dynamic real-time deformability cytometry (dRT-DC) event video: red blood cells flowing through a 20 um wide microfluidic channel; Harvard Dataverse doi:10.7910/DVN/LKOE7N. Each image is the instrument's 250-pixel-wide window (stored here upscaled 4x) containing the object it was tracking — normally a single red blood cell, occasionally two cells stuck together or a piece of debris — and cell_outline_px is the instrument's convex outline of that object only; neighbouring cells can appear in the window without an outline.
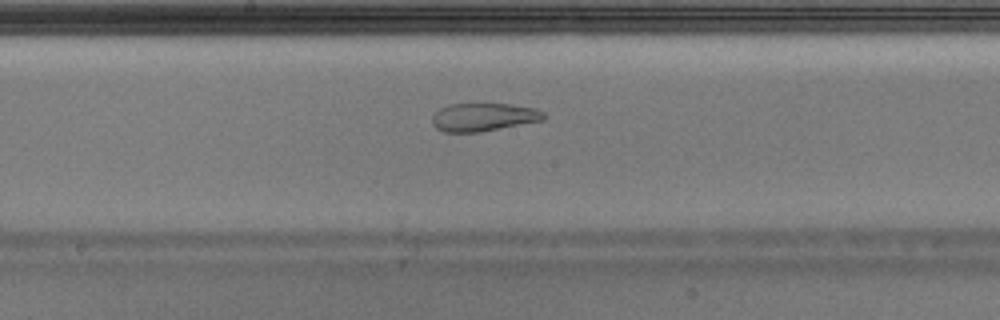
{"species": "Egyptian fruit bat (a non-hibernating species)", "species_latin": "Rousettus aegyptiacus", "temperature_condition": "warm", "stored_images_in_passage": 43, "camera_frame_rate_fps": 3000, "um_per_image_px": 0.085, "animal": {"sex": "male"}, "frame": {"image": 1, "passage_image": 23, "time_ms": 7.333, "image_size_px": [1000, 320], "cell_outline_px": [[548, 116], [544, 120], [480, 132], [444, 132], [436, 128], [432, 124], [432, 116], [440, 108], [448, 104], [508, 104], [536, 108], [544, 112]], "centroid_in_image_um": [41.12, 9.95], "position_along_channel_um": 207.1, "area_um2": 18.38}}
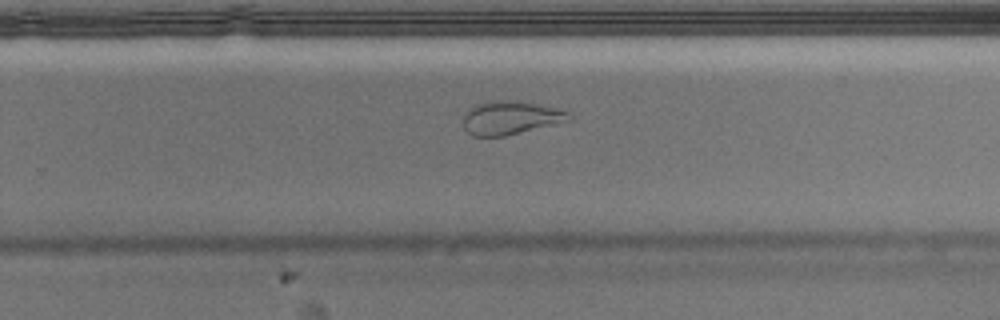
{"frame": {"image": 2, "passage_image": 29, "time_ms": 9.333, "image_size_px": [1000, 320], "cell_outline_px": [[572, 120], [504, 136], [472, 136], [464, 128], [464, 112], [468, 108], [476, 104], [492, 100], [516, 100], [556, 108], [568, 112], [572, 116]], "centroid_in_image_um": [43.37, 10.0], "position_along_channel_um": 286.4, "area_um2": 20.63}}
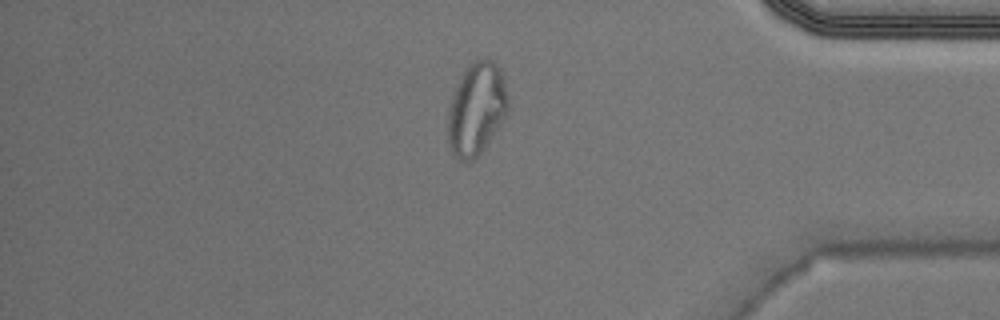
{"frame": {"image": 3, "passage_image": 39, "time_ms": 12.667, "image_size_px": [1000, 320], "cell_outline_px": [[508, 112], [504, 120], [484, 148], [472, 160], [460, 160], [452, 152], [448, 144], [448, 112], [452, 96], [464, 72], [472, 60], [484, 56], [492, 60], [500, 68], [508, 92]], "centroid_in_image_um": [40.53, 9.22], "position_along_channel_um": 394.7, "area_um2": 32.43}}